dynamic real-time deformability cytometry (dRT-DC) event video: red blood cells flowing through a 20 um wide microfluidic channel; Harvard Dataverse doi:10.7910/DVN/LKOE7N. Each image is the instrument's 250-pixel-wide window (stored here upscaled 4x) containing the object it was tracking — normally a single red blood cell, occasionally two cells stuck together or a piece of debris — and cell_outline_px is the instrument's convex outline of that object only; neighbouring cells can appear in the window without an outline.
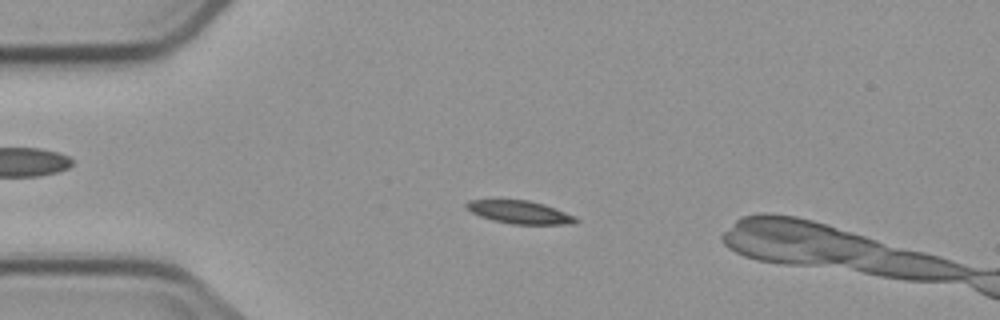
{"species": "common noctule bat (a hibernating species)", "species_latin": "Nyctalus noctula", "temperature_condition": "cold", "stored_images_in_passage": 7, "camera_frame_rate_fps": 3000, "um_per_image_px": 0.085, "animal": {"sex": "male", "body_mass_g": 23.1, "forearm_length_mm": 52.7}, "frame": {"image": 1, "passage_image": 5, "time_ms": 4.333, "image_size_px": [1000, 320], "cell_outline_px": [[580, 220], [576, 224], [512, 224], [492, 220], [480, 216], [464, 208], [464, 204], [468, 200], [528, 200], [544, 204], [576, 216]], "centroid_in_image_um": [44.19, 18.04], "position_along_channel_um": 40.8, "area_um2": 14.74}}